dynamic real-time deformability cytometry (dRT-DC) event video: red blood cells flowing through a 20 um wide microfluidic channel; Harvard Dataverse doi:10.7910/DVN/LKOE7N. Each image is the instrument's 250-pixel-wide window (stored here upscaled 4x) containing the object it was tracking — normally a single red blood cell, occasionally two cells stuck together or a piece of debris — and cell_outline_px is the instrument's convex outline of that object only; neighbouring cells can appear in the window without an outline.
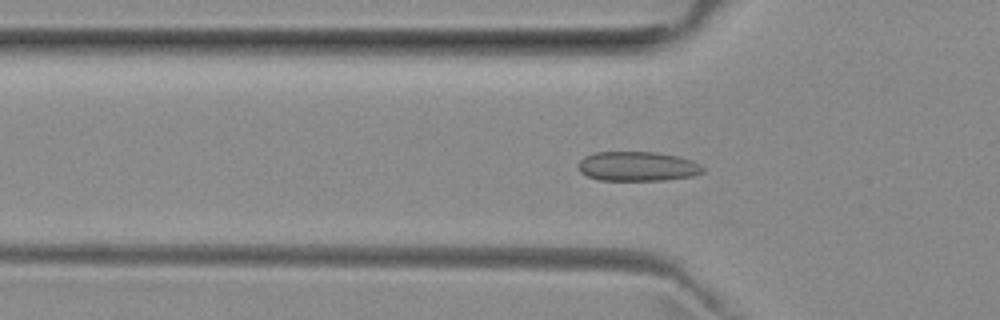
{"species": "common noctule bat (a hibernating species)", "species_latin": "Nyctalus noctula", "temperature_condition": "room temperature", "stored_images_in_passage": 43, "camera_frame_rate_fps": 3000, "um_per_image_px": 0.085, "animal": {"sex": "female", "body_mass_g": 29.2, "forearm_length_mm": 56.3}, "frame": {"image": 1, "passage_image": 8, "time_ms": 2.333, "image_size_px": [1000, 320], "cell_outline_px": [[704, 172], [692, 176], [664, 180], [600, 180], [588, 176], [580, 172], [580, 160], [584, 156], [596, 152], [656, 152], [676, 156], [692, 160], [700, 164], [704, 168]], "centroid_in_image_um": [54.21, 14.14], "position_along_channel_um": 71.6, "area_um2": 21.33}}
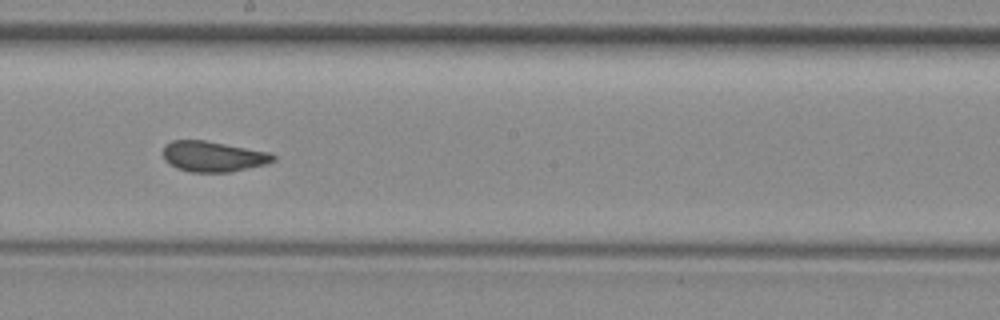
{"frame": {"image": 2, "passage_image": 20, "time_ms": 6.333, "image_size_px": [1000, 320], "cell_outline_px": [[276, 160], [264, 164], [228, 172], [192, 172], [176, 168], [168, 164], [164, 160], [164, 144], [172, 140], [204, 140], [272, 152], [276, 156]], "centroid_in_image_um": [18.1, 13.29], "position_along_channel_um": 230.1, "area_um2": 19.65}}
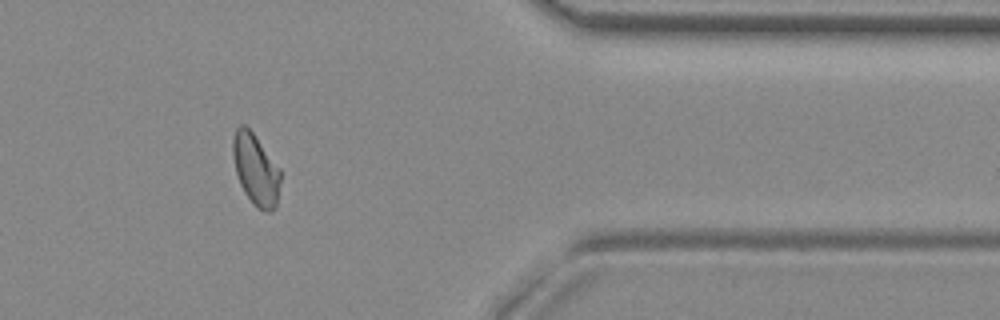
{"frame": {"image": 3, "passage_image": 34, "time_ms": 11.0, "image_size_px": [1000, 320], "cell_outline_px": [[280, 180], [276, 208], [272, 212], [264, 212], [256, 208], [244, 192], [240, 184], [236, 172], [232, 156], [232, 140], [236, 128], [240, 124], [244, 124], [252, 132], [280, 168]], "centroid_in_image_um": [21.73, 14.43], "position_along_channel_um": 389.7, "area_um2": 19.88}, "authors_computed_cell_mechanics": {"area_um2": 19.9988, "velocity_mm_per_s": 3.9466, "shape_relaxation_time_tau1_ms": null, "shape_relaxation_time_tau2_ms": 1.0098, "deformation_change_tau1": null, "deformation_change_tau2": 0.0574}}